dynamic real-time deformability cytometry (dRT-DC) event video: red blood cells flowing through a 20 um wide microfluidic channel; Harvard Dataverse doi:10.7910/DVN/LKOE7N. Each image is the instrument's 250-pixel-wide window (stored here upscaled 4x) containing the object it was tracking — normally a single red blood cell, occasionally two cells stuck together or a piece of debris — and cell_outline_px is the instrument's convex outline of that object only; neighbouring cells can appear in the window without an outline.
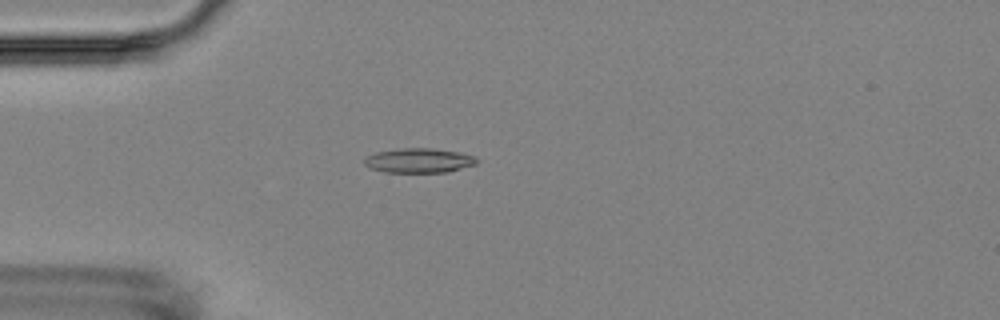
{"species": "Egyptian fruit bat (a non-hibernating species)", "species_latin": "Rousettus aegyptiacus", "temperature_condition": "room temperature", "stored_images_in_passage": 4, "camera_frame_rate_fps": 3000, "um_per_image_px": 0.085, "animal": {"sex": "female"}, "frame": {"image": 1, "passage_image": 3, "time_ms": 2.333, "image_size_px": [1000, 320], "cell_outline_px": [[476, 164], [448, 172], [384, 172], [368, 168], [364, 164], [364, 160], [368, 156], [376, 152], [400, 148], [432, 148], [460, 152], [472, 156], [476, 160]], "centroid_in_image_um": [35.57, 13.64], "position_along_channel_um": 49.4, "area_um2": 16.01}}